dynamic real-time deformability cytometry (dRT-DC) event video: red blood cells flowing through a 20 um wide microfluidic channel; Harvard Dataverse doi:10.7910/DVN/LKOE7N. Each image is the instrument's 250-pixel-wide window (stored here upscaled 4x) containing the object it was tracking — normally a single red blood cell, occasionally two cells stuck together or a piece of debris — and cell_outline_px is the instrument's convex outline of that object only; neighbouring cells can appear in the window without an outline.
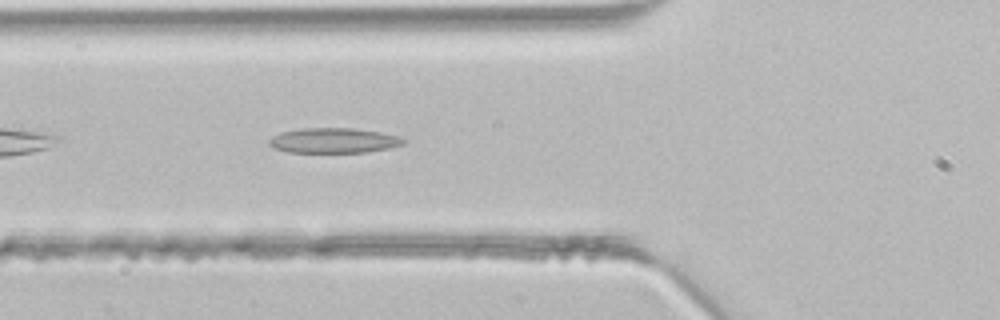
{"species": "common noctule bat (a hibernating species)", "species_latin": "Nyctalus noctula", "temperature_condition": "room temperature", "stored_images_in_passage": 33, "camera_frame_rate_fps": 3000, "um_per_image_px": 0.085, "animal": {"sex": "male", "body_mass_g": 21.5, "forearm_length_mm": 52.0}, "frame": {"image": 1, "passage_image": 5, "time_ms": 1.333, "image_size_px": [1000, 320], "cell_outline_px": [[404, 144], [388, 148], [364, 152], [288, 152], [272, 148], [268, 144], [268, 140], [272, 136], [280, 132], [304, 128], [352, 128], [380, 132], [400, 136], [404, 140]], "centroid_in_image_um": [28.31, 11.94], "position_along_channel_um": 97.5, "area_um2": 19.59}}
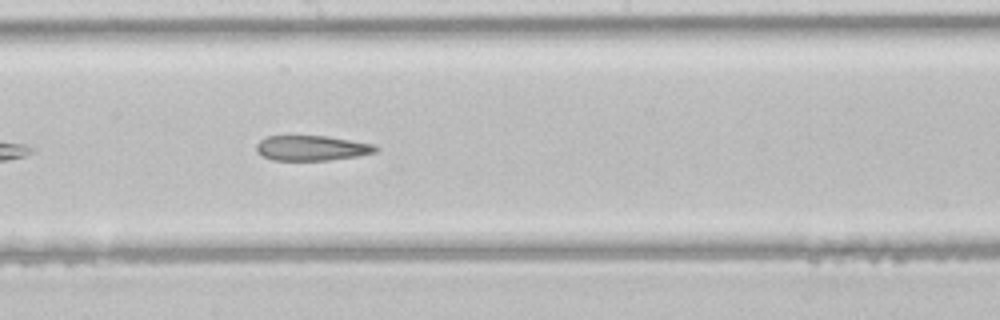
{"frame": {"image": 2, "passage_image": 13, "time_ms": 4.0, "image_size_px": [1000, 320], "cell_outline_px": [[380, 148], [376, 152], [356, 156], [328, 160], [272, 160], [256, 152], [256, 144], [260, 140], [268, 136], [324, 136], [376, 144]], "centroid_in_image_um": [26.51, 12.58], "position_along_channel_um": 221.7, "area_um2": 17.4}}
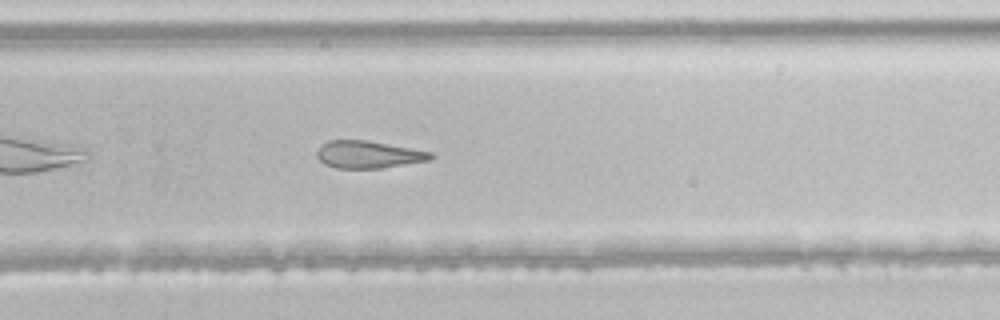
{"frame": {"image": 3, "passage_image": 18, "time_ms": 5.667, "image_size_px": [1000, 320], "cell_outline_px": [[436, 156], [432, 160], [380, 168], [336, 168], [324, 164], [316, 156], [316, 152], [328, 140], [368, 140], [432, 152]], "centroid_in_image_um": [31.35, 13.13], "position_along_channel_um": 298.5, "area_um2": 18.15}}